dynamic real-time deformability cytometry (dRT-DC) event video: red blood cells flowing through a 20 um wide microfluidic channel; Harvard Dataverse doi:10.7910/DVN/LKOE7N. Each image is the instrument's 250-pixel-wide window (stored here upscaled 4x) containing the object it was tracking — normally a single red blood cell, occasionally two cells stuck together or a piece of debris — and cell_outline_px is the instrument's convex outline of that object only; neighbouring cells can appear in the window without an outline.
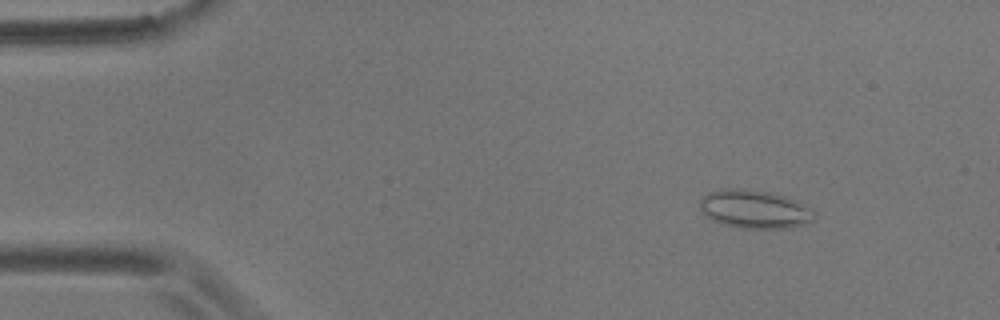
{"species": "common noctule bat (a hibernating species)", "species_latin": "Nyctalus noctula", "temperature_condition": "room temperature", "stored_images_in_passage": 55, "camera_frame_rate_fps": 3000, "um_per_image_px": 0.085, "animal": {"sex": "male", "body_mass_g": 17.9}, "frame": {"image": 1, "passage_image": 7, "time_ms": 2.0, "image_size_px": [1000, 320], "cell_outline_px": [[816, 216], [812, 220], [804, 224], [784, 228], [736, 228], [712, 220], [700, 208], [700, 200], [708, 192], [720, 188], [744, 188], [768, 192], [784, 196], [796, 200], [812, 208], [816, 212]], "centroid_in_image_um": [64.15, 17.77], "position_along_channel_um": 20.9, "area_um2": 25.66}}
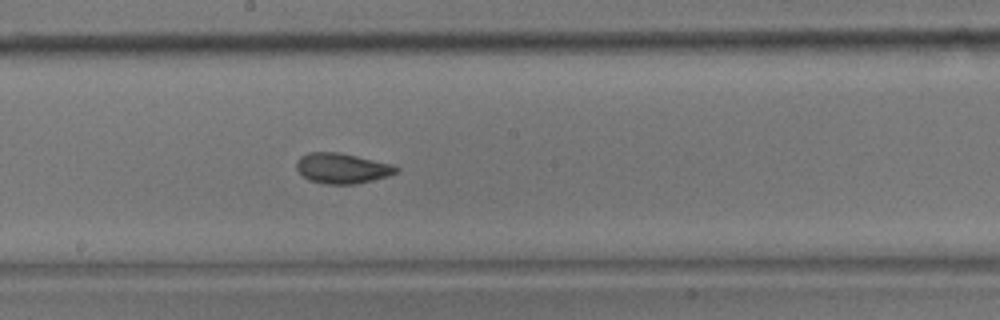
{"frame": {"image": 2, "passage_image": 30, "time_ms": 9.667, "image_size_px": [1000, 320], "cell_outline_px": [[400, 168], [396, 172], [388, 176], [356, 184], [324, 184], [308, 180], [296, 168], [296, 160], [300, 156], [308, 152], [340, 152], [396, 164]], "centroid_in_image_um": [29.1, 14.29], "position_along_channel_um": 219.1, "area_um2": 17.92}}
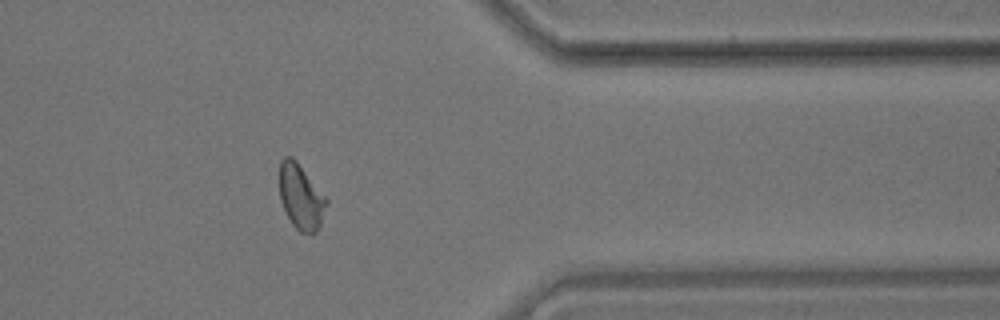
{"frame": {"image": 3, "passage_image": 45, "time_ms": 14.667, "image_size_px": [1000, 320], "cell_outline_px": [[328, 204], [320, 228], [316, 232], [300, 232], [292, 224], [280, 200], [280, 160], [284, 156], [292, 156], [296, 160], [328, 200]], "centroid_in_image_um": [25.59, 16.73], "position_along_channel_um": 385.8, "area_um2": 17.74}, "authors_computed_cell_mechanics": {"area_um2": 17.9758, "velocity_mm_per_s": 3.6327, "shape_relaxation_time_tau1_ms": 4.9464, "shape_relaxation_time_tau2_ms": 1.2506, "deformation_change_tau1": 0.0877, "deformation_change_tau2": 0.0642}}